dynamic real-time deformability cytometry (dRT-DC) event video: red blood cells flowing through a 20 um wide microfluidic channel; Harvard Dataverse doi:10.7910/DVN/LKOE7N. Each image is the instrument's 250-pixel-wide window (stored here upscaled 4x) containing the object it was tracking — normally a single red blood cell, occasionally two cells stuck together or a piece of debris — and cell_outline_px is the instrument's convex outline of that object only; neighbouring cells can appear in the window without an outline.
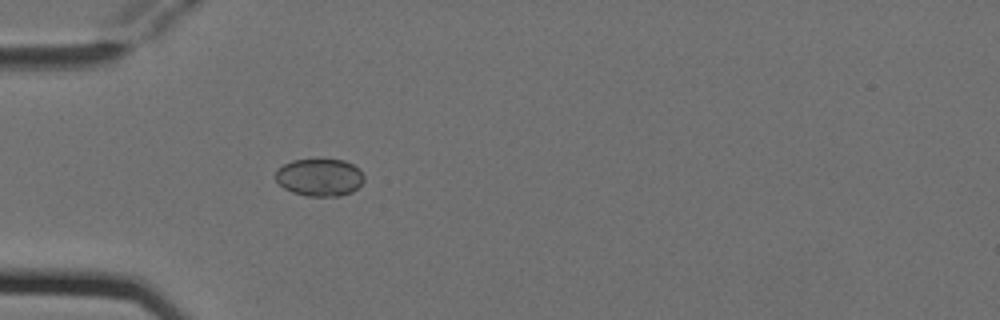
{"species": "Egyptian fruit bat (a non-hibernating species)", "species_latin": "Rousettus aegyptiacus", "temperature_condition": "cold", "stored_images_in_passage": 4, "camera_frame_rate_fps": 3000, "um_per_image_px": 0.085, "animal": {"sex": "female"}, "frame": {"image": 1, "passage_image": 4, "time_ms": 1.0, "image_size_px": [1000, 320], "cell_outline_px": [[364, 180], [352, 192], [340, 196], [308, 196], [292, 192], [284, 188], [276, 180], [276, 172], [284, 164], [292, 160], [344, 160], [360, 168], [364, 176]], "centroid_in_image_um": [27.19, 15.08], "position_along_channel_um": 57.8, "area_um2": 19.19}}